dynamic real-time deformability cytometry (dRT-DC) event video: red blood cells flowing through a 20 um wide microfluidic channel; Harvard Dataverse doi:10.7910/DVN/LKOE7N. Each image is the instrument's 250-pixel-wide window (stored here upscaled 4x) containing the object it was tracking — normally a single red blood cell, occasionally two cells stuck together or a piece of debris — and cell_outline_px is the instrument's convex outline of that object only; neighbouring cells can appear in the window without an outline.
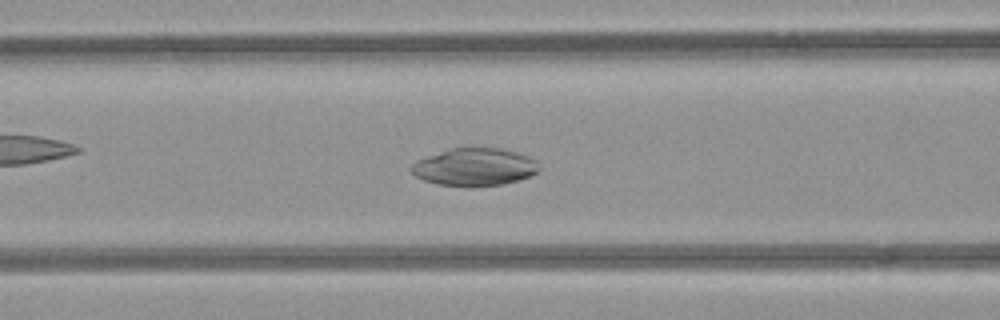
{"species": "common noctule bat (a hibernating species)", "species_latin": "Nyctalus noctula", "temperature_condition": "room temperature", "stored_images_in_passage": 50, "camera_frame_rate_fps": 3000, "um_per_image_px": 0.085, "animal": {"sex": "female", "body_mass_g": 21.9}, "frame": {"image": 1, "passage_image": 19, "time_ms": 6.0, "image_size_px": [1000, 320], "cell_outline_px": [[540, 168], [536, 172], [520, 180], [504, 184], [472, 188], [468, 188], [436, 184], [424, 180], [416, 176], [408, 168], [416, 160], [452, 148], [500, 148], [516, 152], [528, 156], [536, 160]], "centroid_in_image_um": [40.33, 14.22], "position_along_channel_um": 126.3, "area_um2": 28.32}}
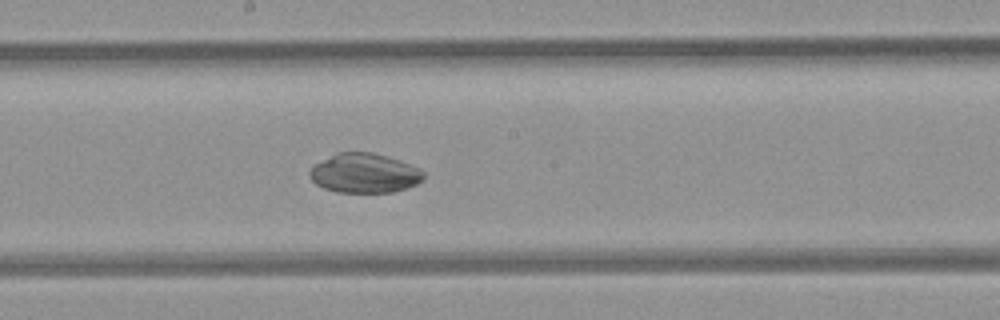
{"frame": {"image": 2, "passage_image": 26, "time_ms": 8.333, "image_size_px": [1000, 320], "cell_outline_px": [[424, 180], [416, 184], [392, 192], [336, 192], [324, 188], [316, 184], [308, 176], [308, 172], [316, 164], [336, 152], [372, 152], [388, 156], [400, 160], [420, 168], [424, 172]], "centroid_in_image_um": [30.99, 14.71], "position_along_channel_um": 217.2, "area_um2": 26.24}}
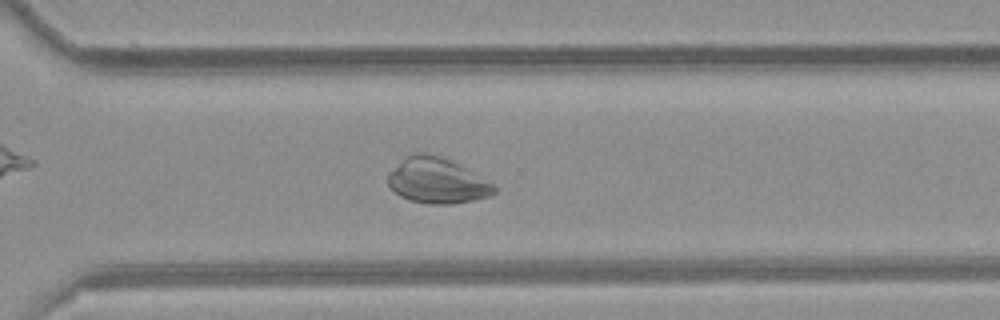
{"frame": {"image": 3, "passage_image": 35, "time_ms": 11.333, "image_size_px": [1000, 320], "cell_outline_px": [[496, 192], [492, 196], [476, 200], [452, 204], [432, 204], [408, 200], [400, 196], [388, 184], [388, 172], [404, 156], [412, 152], [428, 152], [444, 156], [452, 160], [496, 184]], "centroid_in_image_um": [37.17, 15.33], "position_along_channel_um": 333.4, "area_um2": 28.9}}